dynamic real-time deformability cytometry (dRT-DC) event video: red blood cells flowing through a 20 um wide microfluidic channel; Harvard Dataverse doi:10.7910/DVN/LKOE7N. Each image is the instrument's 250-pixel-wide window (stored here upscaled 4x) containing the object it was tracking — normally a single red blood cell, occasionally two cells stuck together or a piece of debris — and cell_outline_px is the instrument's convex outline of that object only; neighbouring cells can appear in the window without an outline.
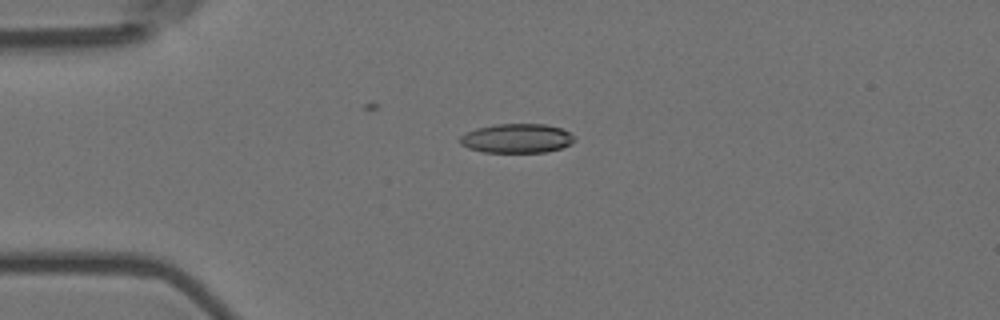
{"species": "Egyptian fruit bat (a non-hibernating species)", "species_latin": "Rousettus aegyptiacus", "temperature_condition": "room temperature", "stored_images_in_passage": 42, "camera_frame_rate_fps": 3000, "um_per_image_px": 0.085, "animal": {"sex": "female"}, "frame": {"image": 1, "passage_image": 14, "time_ms": 4.333, "image_size_px": [1000, 320], "cell_outline_px": [[576, 140], [572, 144], [560, 148], [544, 152], [484, 152], [468, 148], [460, 144], [460, 136], [476, 128], [496, 124], [544, 124], [560, 128], [568, 132]], "centroid_in_image_um": [43.92, 11.76], "position_along_channel_um": 41.1, "area_um2": 19.36}}
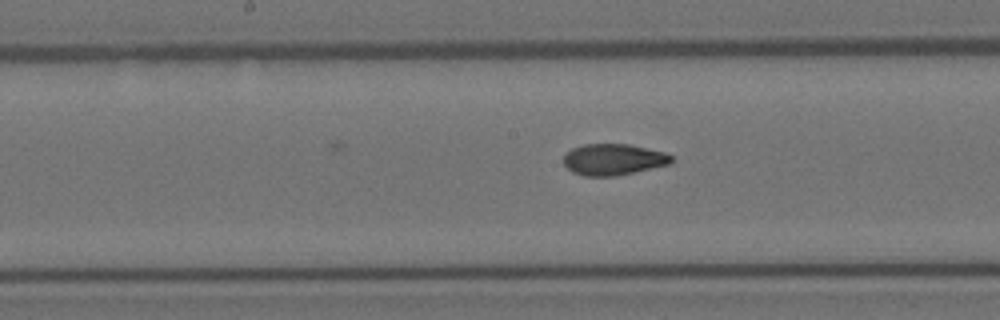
{"frame": {"image": 2, "passage_image": 29, "time_ms": 9.333, "image_size_px": [1000, 320], "cell_outline_px": [[672, 160], [668, 164], [616, 176], [584, 176], [572, 172], [564, 164], [564, 156], [572, 148], [584, 144], [628, 144], [664, 152], [672, 156]], "centroid_in_image_um": [52.1, 13.55], "position_along_channel_um": 196.1, "area_um2": 19.42}}
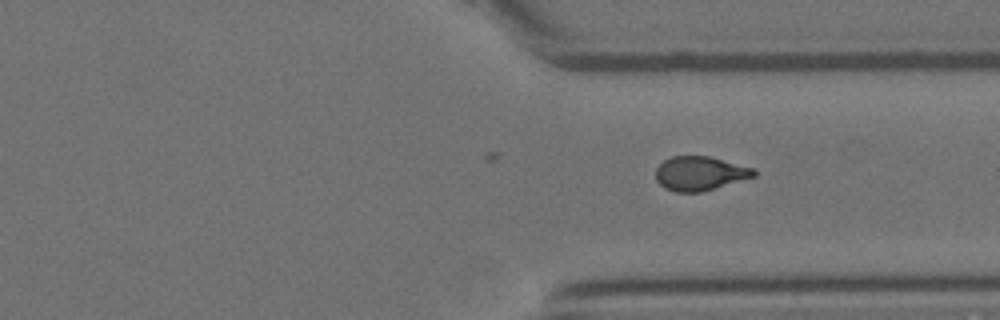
{"frame": {"image": 3, "passage_image": 42, "time_ms": 13.667, "image_size_px": [1000, 320], "cell_outline_px": [[756, 176], [700, 192], [676, 192], [664, 188], [656, 180], [656, 168], [664, 160], [672, 156], [708, 156], [756, 168]], "centroid_in_image_um": [59.5, 14.73], "position_along_channel_um": 351.9, "area_um2": 19.48}}